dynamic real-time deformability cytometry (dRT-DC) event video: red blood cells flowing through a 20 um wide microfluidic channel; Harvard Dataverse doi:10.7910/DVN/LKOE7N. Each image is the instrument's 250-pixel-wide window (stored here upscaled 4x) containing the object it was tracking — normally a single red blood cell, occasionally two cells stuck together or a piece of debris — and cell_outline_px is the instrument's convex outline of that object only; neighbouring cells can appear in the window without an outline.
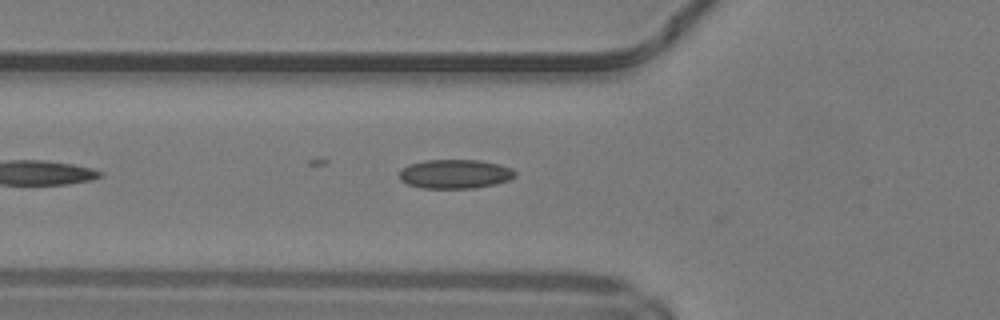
{"species": "common noctule bat (a hibernating species)", "species_latin": "Nyctalus noctula", "temperature_condition": "warm", "stored_images_in_passage": 9, "camera_frame_rate_fps": 3000, "um_per_image_px": 0.085, "animal": {"sex": "male", "body_mass_g": 19.2, "forearm_length_mm": 51.8}, "frame": {"image": 1, "passage_image": 6, "time_ms": 1.667, "image_size_px": [1000, 320], "cell_outline_px": [[516, 176], [508, 180], [496, 184], [472, 188], [420, 188], [408, 184], [400, 180], [400, 172], [408, 164], [424, 160], [480, 160], [500, 164], [512, 168], [516, 172]], "centroid_in_image_um": [38.7, 14.78], "position_along_channel_um": 87.1, "area_um2": 19.71}}